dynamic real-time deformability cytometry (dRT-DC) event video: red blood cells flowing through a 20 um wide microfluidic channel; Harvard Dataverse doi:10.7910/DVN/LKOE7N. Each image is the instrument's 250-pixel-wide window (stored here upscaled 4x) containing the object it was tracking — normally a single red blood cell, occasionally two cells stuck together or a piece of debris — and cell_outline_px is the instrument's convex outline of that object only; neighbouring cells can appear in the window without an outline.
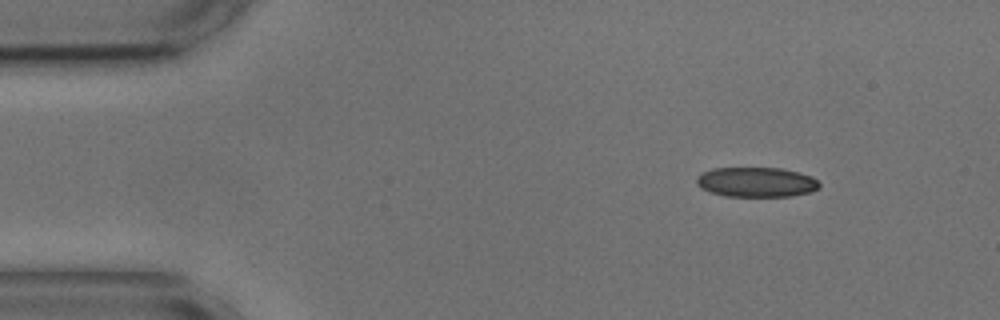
{"species": "common noctule bat (a hibernating species)", "species_latin": "Nyctalus noctula", "temperature_condition": "cold", "stored_images_in_passage": 49, "camera_frame_rate_fps": 3000, "um_per_image_px": 0.085, "animal": {"sex": "male", "body_mass_g": 17.9, "forearm_length_mm": 54.2}, "frame": {"image": 1, "passage_image": 1, "time_ms": 0.0, "image_size_px": [1000, 320], "cell_outline_px": [[820, 188], [812, 192], [792, 196], [724, 196], [700, 188], [696, 184], [696, 176], [712, 168], [780, 168], [800, 172], [812, 176], [820, 184]], "centroid_in_image_um": [64.3, 15.48], "position_along_channel_um": 20.7, "area_um2": 21.5}}
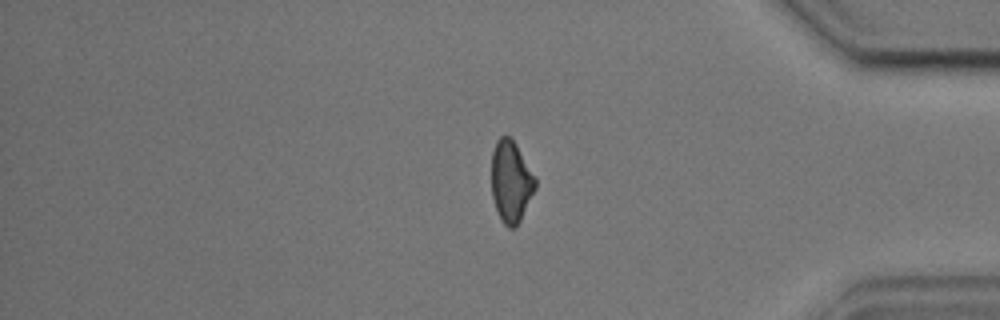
{"frame": {"image": 2, "passage_image": 40, "time_ms": 13.0, "image_size_px": [1000, 320], "cell_outline_px": [[536, 188], [516, 228], [508, 228], [500, 220], [492, 196], [492, 152], [496, 140], [500, 136], [508, 136], [516, 144], [536, 176]], "centroid_in_image_um": [43.44, 15.43], "position_along_channel_um": 391.8, "area_um2": 20.92}}
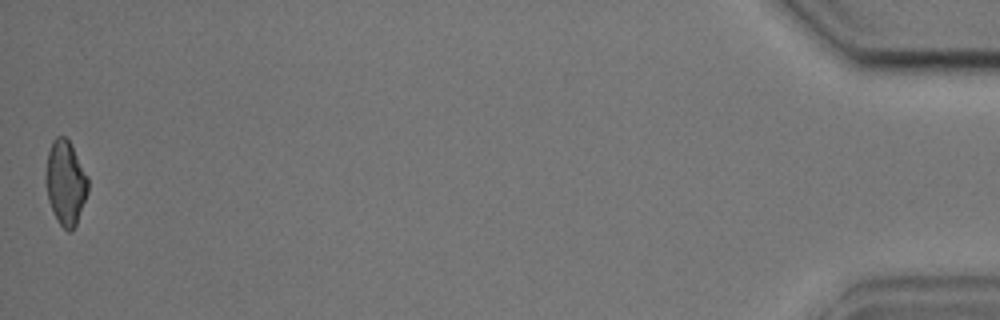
{"frame": {"image": 3, "passage_image": 49, "time_ms": 16.0, "image_size_px": [1000, 320], "cell_outline_px": [[88, 192], [76, 224], [72, 232], [68, 232], [60, 224], [52, 212], [48, 200], [44, 180], [44, 172], [48, 152], [52, 140], [56, 136], [64, 136], [68, 140], [88, 176]], "centroid_in_image_um": [5.54, 15.54], "position_along_channel_um": 429.7, "area_um2": 20.98}, "authors_computed_cell_mechanics": {"area_um2": 22.0796, "velocity_mm_per_s": 3.6083, "shape_relaxation_time_tau1_ms": 2.9426, "shape_relaxation_time_tau2_ms": 3.4575, "deformation_change_tau1": 0.0958, "deformation_change_tau2": 0.0991}}